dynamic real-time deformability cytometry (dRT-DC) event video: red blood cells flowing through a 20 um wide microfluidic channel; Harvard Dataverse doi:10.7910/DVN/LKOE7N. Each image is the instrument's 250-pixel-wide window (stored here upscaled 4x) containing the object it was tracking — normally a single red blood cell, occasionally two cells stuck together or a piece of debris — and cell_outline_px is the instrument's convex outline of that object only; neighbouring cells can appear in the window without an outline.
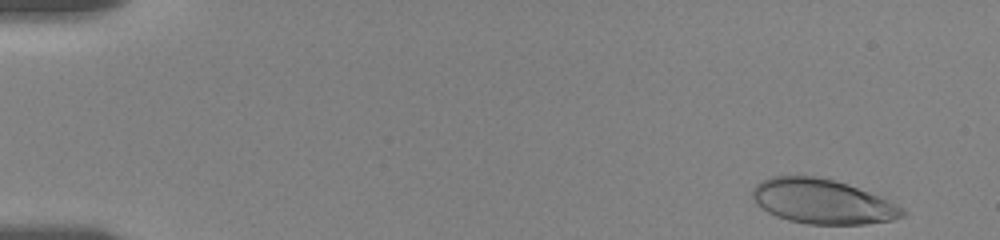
{"species": "human", "species_latin": "Homo sapiens", "temperature_condition": "room temperature", "stored_images_in_passage": 28, "camera_frame_rate_fps": 3000, "um_per_image_px": 0.085, "donor": {"sex": "female"}, "frame": {"image": 1, "passage_image": 1, "time_ms": 0.0, "image_size_px": [1000, 240], "cell_outline_px": [[908, 212], [904, 216], [892, 220], [864, 224], [808, 224], [788, 220], [776, 216], [768, 212], [756, 204], [752, 196], [752, 188], [756, 184], [772, 176], [816, 176], [848, 184], [880, 196], [904, 208]], "centroid_in_image_um": [69.92, 17.13], "position_along_channel_um": 15.1, "area_um2": 39.02}}
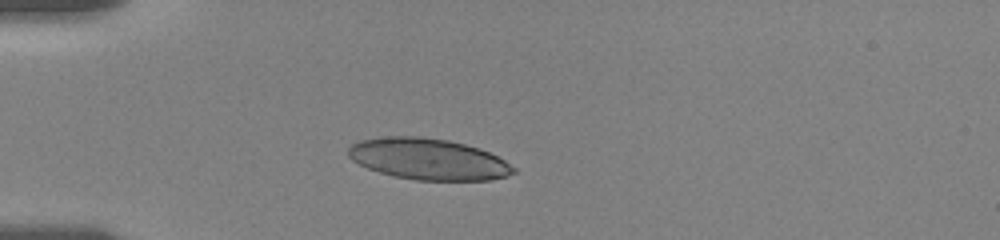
{"frame": {"image": 2, "passage_image": 17, "time_ms": 4.0, "image_size_px": [1000, 240], "cell_outline_px": [[516, 172], [508, 176], [488, 180], [416, 180], [392, 176], [368, 168], [352, 160], [348, 156], [348, 148], [352, 144], [360, 140], [388, 136], [420, 136], [448, 140], [480, 148], [504, 160], [516, 168]], "centroid_in_image_um": [36.4, 13.52], "position_along_channel_um": 48.6, "area_um2": 39.71}}
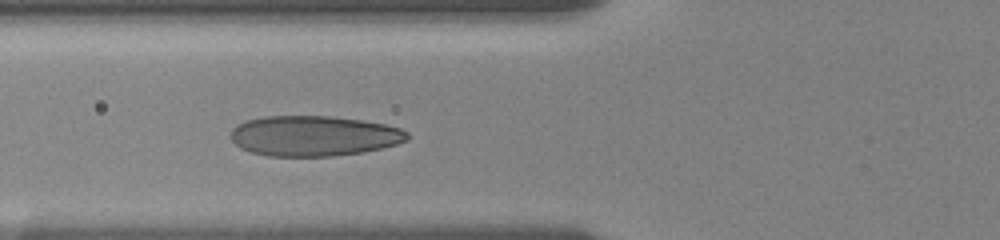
{"frame": {"image": 3, "passage_image": 27, "time_ms": 6.0, "image_size_px": [1000, 240], "cell_outline_px": [[408, 140], [396, 144], [380, 148], [360, 152], [332, 156], [268, 156], [252, 152], [240, 148], [228, 136], [232, 128], [236, 124], [248, 120], [268, 116], [332, 116], [360, 120], [384, 124], [400, 128], [408, 132]], "centroid_in_image_um": [26.64, 11.55], "position_along_channel_um": 99.2, "area_um2": 41.44}}